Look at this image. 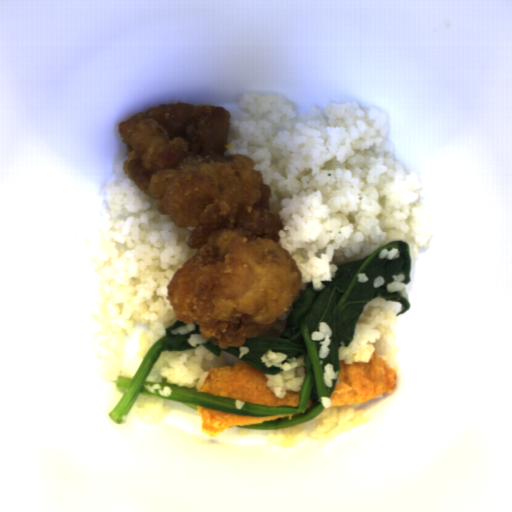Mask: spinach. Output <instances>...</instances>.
Masks as SVG:
<instances>
[{"label":"spinach","mask_w":512,"mask_h":512,"mask_svg":"<svg viewBox=\"0 0 512 512\" xmlns=\"http://www.w3.org/2000/svg\"><path fill=\"white\" fill-rule=\"evenodd\" d=\"M205 348L214 353L215 355H221V353H228L230 355H233L238 358L239 356V347H231L228 346V348L223 349L220 346L213 344L210 340H207L204 344Z\"/></svg>","instance_id":"obj_2"},{"label":"spinach","mask_w":512,"mask_h":512,"mask_svg":"<svg viewBox=\"0 0 512 512\" xmlns=\"http://www.w3.org/2000/svg\"><path fill=\"white\" fill-rule=\"evenodd\" d=\"M399 248L400 257L392 260H380L378 254L381 249ZM366 272L367 283H359L357 273ZM403 274L407 285L411 280V254L405 241H393L373 251L366 257L345 265H339L331 281L322 282L321 290H314L313 282L306 284L297 298L293 299L292 306L287 307L288 319L285 328L276 336L258 335L256 338H245L243 346L248 352L240 360L257 368L265 374H277L280 367H268L264 364L262 356L271 349L272 353H286L288 357H297L303 354L305 375L298 392V406H266L247 403L236 399L206 394L201 391L180 388L160 378L162 385L171 387L169 396L159 393H150L146 384L155 385V381H148L159 355L163 351H178L191 348L188 338L192 334H200L199 325L195 323L193 331L187 334L173 335V331L186 325L177 321L167 328L163 337L152 343L145 353L133 377L117 376L115 385L124 392L109 413V418L121 424L132 409L135 401L141 396L155 397L166 402H179L183 406L197 410L198 406L247 416H277L282 414L302 413L309 399L313 403L304 415L290 419L274 421L264 424L236 426L239 428L256 429L264 431H277L280 428L298 426L314 420L324 409L321 398L330 399L337 381L332 386L324 384V369L328 363L333 364V372L339 374V350L353 341L354 327L367 305L375 298L383 301L397 302L402 309L395 316H399L409 309L408 300L399 292H388V285L393 282V276ZM385 279L384 285L374 287L377 276ZM329 322L332 328L330 353L326 358L318 359L320 346L312 340L310 333L317 329L322 321ZM198 411V410H197Z\"/></svg>","instance_id":"obj_1"}]
</instances>
